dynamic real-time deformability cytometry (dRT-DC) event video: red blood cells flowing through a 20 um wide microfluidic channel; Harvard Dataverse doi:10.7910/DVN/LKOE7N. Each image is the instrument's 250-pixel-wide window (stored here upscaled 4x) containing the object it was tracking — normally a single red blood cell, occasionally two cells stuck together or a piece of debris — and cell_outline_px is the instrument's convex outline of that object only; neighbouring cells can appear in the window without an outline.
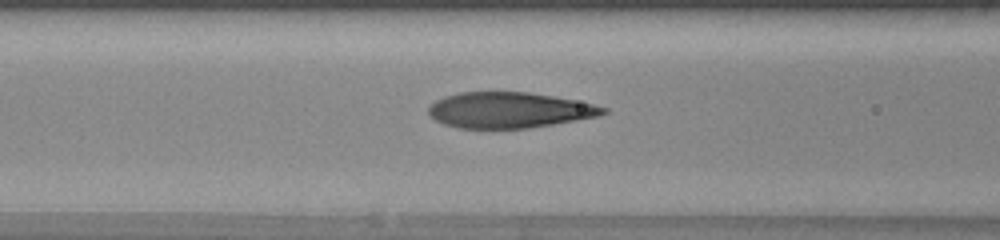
{"species": "human", "species_latin": "Homo sapiens", "temperature_condition": "warm", "stored_images_in_passage": 34, "camera_frame_rate_fps": 3000, "um_per_image_px": 0.085, "donor": {"sex": "female"}, "frame": {"image": 1, "passage_image": 10, "time_ms": 3.0, "image_size_px": [1000, 240], "cell_outline_px": [[608, 112], [596, 116], [552, 124], [528, 128], [460, 128], [444, 124], [436, 120], [428, 112], [428, 108], [436, 100], [444, 96], [460, 92], [528, 92], [552, 96], [592, 104], [608, 108]], "centroid_in_image_um": [43.24, 9.35], "position_along_channel_um": 123.4, "area_um2": 35.89}}
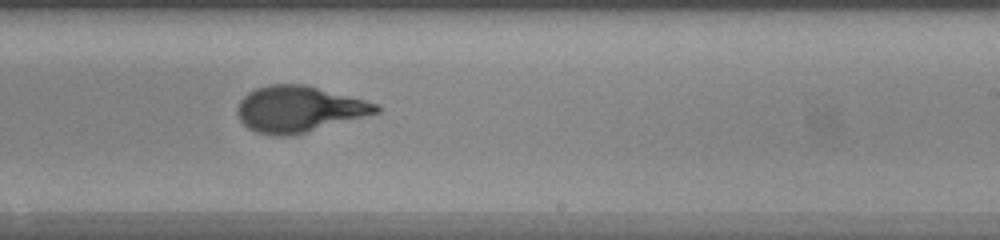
{"frame": {"image": 2, "passage_image": 20, "time_ms": 6.333, "image_size_px": [1000, 240], "cell_outline_px": [[380, 112], [304, 132], [288, 136], [272, 136], [256, 132], [248, 128], [240, 120], [236, 112], [240, 100], [248, 92], [256, 88], [268, 84], [304, 84], [380, 104]], "centroid_in_image_um": [25.37, 9.26], "position_along_channel_um": 263.6, "area_um2": 36.99}}
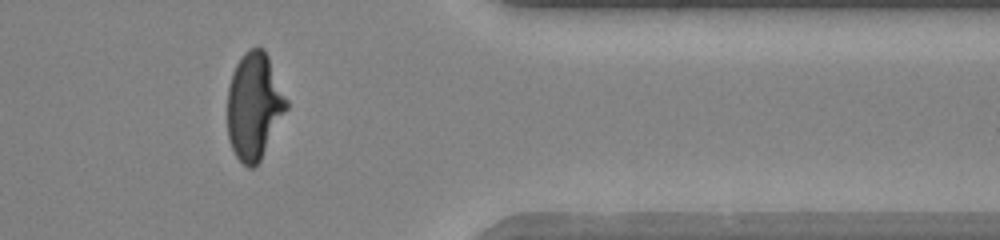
{"frame": {"image": 3, "passage_image": 30, "time_ms": 9.667, "image_size_px": [1000, 240], "cell_outline_px": [[288, 108], [260, 160], [252, 168], [248, 168], [236, 156], [228, 140], [228, 88], [232, 72], [240, 56], [248, 48], [264, 48], [268, 56], [288, 100]], "centroid_in_image_um": [21.6, 8.99], "position_along_channel_um": 389.8, "area_um2": 36.7}, "authors_computed_cell_mechanics": {"area_um2": 37.1076, "velocity_mm_per_s": 4.2107, "shape_relaxation_time_tau1_ms": 4.9803, "shape_relaxation_time_tau2_ms": null, "deformation_change_tau1": 0.2779, "deformation_change_tau2": null}}